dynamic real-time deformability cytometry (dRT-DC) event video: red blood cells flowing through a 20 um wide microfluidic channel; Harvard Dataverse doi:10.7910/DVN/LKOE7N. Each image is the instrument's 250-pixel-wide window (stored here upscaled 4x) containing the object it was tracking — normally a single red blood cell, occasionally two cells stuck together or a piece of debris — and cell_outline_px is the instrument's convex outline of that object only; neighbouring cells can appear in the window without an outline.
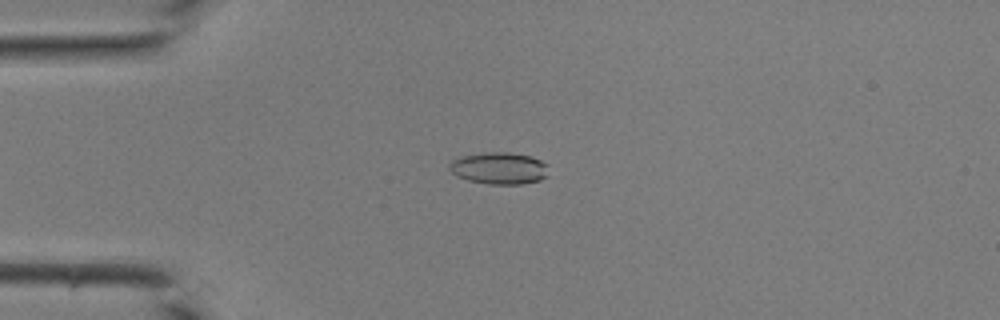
{"species": "common noctule bat (a hibernating species)", "species_latin": "Nyctalus noctula", "temperature_condition": "room temperature", "stored_images_in_passage": 40, "camera_frame_rate_fps": 3000, "um_per_image_px": 0.085, "animal": {"sex": "male", "body_mass_g": 19.0, "forearm_length_mm": 50.8}, "frame": {"image": 1, "passage_image": 9, "time_ms": 2.667, "image_size_px": [1000, 320], "cell_outline_px": [[548, 176], [540, 180], [524, 184], [488, 184], [468, 180], [456, 176], [448, 168], [448, 164], [452, 160], [460, 156], [484, 152], [508, 152], [532, 156], [548, 164]], "centroid_in_image_um": [42.44, 14.29], "position_along_channel_um": 42.6, "area_um2": 18.79}}
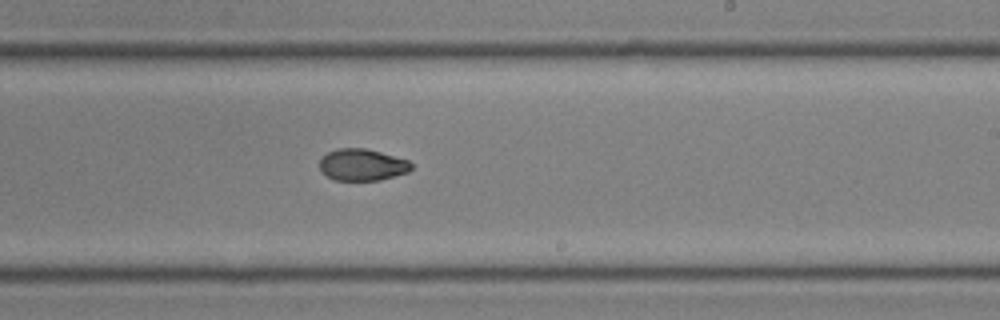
{"frame": {"image": 2, "passage_image": 24, "time_ms": 7.667, "image_size_px": [1000, 320], "cell_outline_px": [[412, 168], [408, 172], [380, 180], [336, 180], [320, 172], [320, 160], [328, 152], [336, 148], [364, 148], [380, 152], [408, 160], [412, 164]], "centroid_in_image_um": [30.78, 14.0], "position_along_channel_um": 258.2, "area_um2": 16.88}}
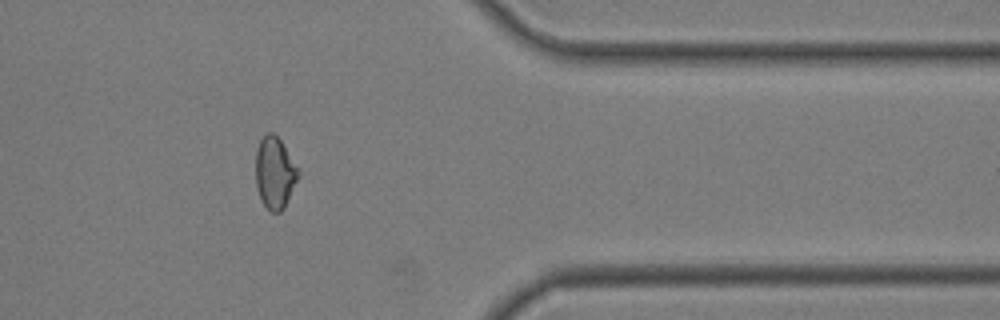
{"frame": {"image": 3, "passage_image": 33, "time_ms": 10.667, "image_size_px": [1000, 320], "cell_outline_px": [[300, 176], [284, 208], [280, 212], [272, 212], [260, 200], [256, 188], [256, 148], [260, 140], [268, 132], [272, 132], [280, 140], [296, 168]], "centroid_in_image_um": [23.33, 14.72], "position_along_channel_um": 388.1, "area_um2": 17.51}}